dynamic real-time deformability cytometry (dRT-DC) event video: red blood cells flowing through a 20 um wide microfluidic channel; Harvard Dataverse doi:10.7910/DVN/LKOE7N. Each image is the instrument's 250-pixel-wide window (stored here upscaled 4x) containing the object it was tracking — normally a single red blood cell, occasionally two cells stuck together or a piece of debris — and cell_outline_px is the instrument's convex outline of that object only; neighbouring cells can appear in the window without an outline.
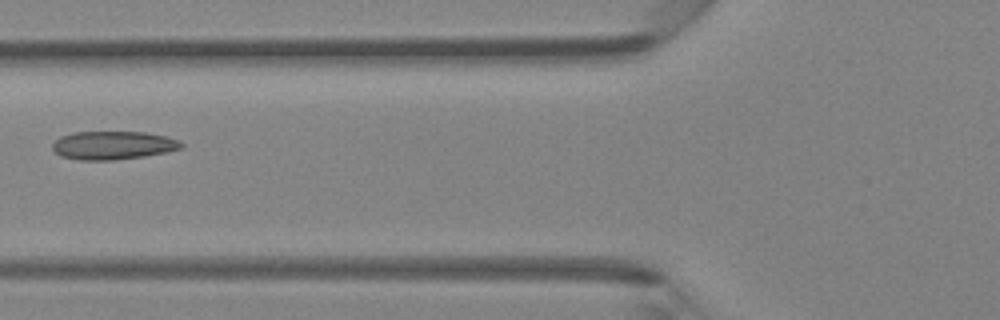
{"species": "Egyptian fruit bat (a non-hibernating species)", "species_latin": "Rousettus aegyptiacus", "temperature_condition": "room temperature", "stored_images_in_passage": 6, "camera_frame_rate_fps": 3000, "um_per_image_px": 0.085, "animal": {"sex": "female"}, "frame": {"image": 1, "passage_image": 5, "time_ms": 4.667, "image_size_px": [1000, 320], "cell_outline_px": [[184, 148], [144, 156], [116, 160], [80, 160], [60, 156], [52, 148], [52, 144], [60, 136], [72, 132], [144, 132], [164, 136], [180, 140], [184, 144]], "centroid_in_image_um": [9.61, 12.35], "position_along_channel_um": 116.2, "area_um2": 21.33}}
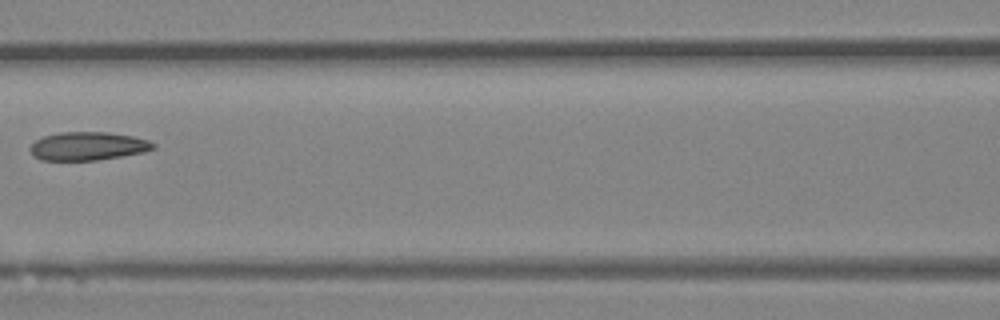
{"frame": {"image": 2, "passage_image": 6, "time_ms": 5.667, "image_size_px": [1000, 320], "cell_outline_px": [[156, 148], [144, 152], [96, 160], [40, 160], [32, 156], [32, 144], [36, 140], [44, 136], [60, 132], [108, 132], [132, 136], [148, 140], [156, 144]], "centroid_in_image_um": [7.49, 12.42], "position_along_channel_um": 159.1, "area_um2": 20.23}}